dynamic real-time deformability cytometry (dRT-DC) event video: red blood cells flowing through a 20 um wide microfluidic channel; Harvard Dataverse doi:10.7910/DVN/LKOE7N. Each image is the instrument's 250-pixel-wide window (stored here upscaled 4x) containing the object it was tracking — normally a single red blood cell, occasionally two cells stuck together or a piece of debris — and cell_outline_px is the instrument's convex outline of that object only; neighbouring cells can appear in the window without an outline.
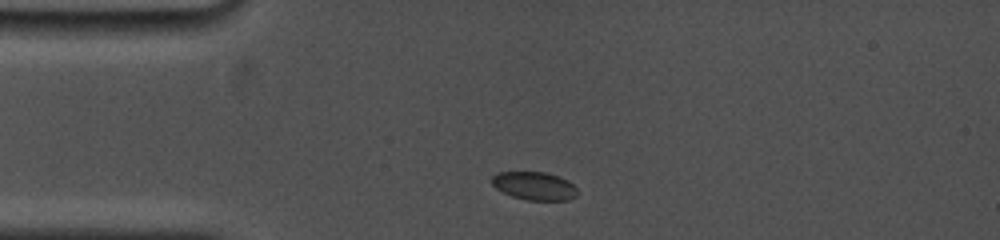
{"species": "common noctule bat (a hibernating species)", "species_latin": "Nyctalus noctula", "temperature_condition": "cold", "stored_images_in_passage": 2, "camera_frame_rate_fps": 5000, "um_per_image_px": 0.085, "animal": {"sex": "female", "body_mass_g": 19.0, "forearm_length_mm": 53.3}, "frame": {"image": 1, "passage_image": 1, "time_ms": 0.0, "image_size_px": [1000, 240], "cell_outline_px": [[580, 192], [576, 196], [568, 200], [528, 200], [512, 196], [496, 188], [492, 184], [492, 176], [500, 172], [544, 172], [568, 180]], "centroid_in_image_um": [45.45, 15.81], "position_along_channel_um": 39.6, "area_um2": 13.93}}